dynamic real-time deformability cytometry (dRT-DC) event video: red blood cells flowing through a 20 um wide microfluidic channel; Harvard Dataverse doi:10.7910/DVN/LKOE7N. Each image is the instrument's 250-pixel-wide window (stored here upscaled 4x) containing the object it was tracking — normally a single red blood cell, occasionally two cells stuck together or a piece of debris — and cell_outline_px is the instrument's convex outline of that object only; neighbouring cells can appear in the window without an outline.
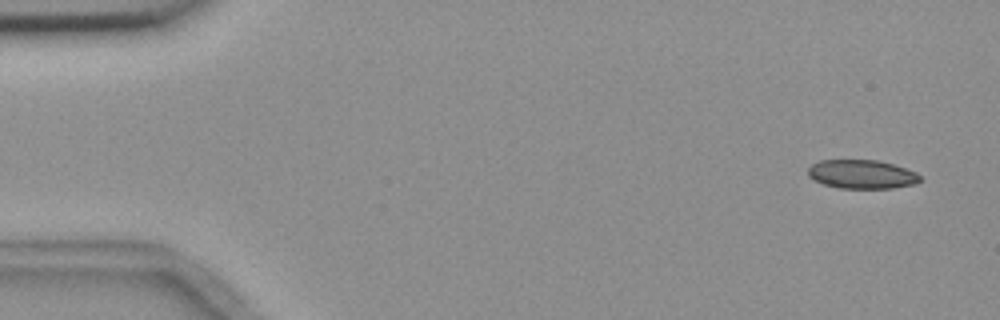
{"species": "common noctule bat (a hibernating species)", "species_latin": "Nyctalus noctula", "temperature_condition": "room temperature", "stored_images_in_passage": 8, "camera_frame_rate_fps": 3000, "um_per_image_px": 0.085, "animal": {"sex": "female", "body_mass_g": 18.4}, "frame": {"image": 1, "passage_image": 1, "time_ms": 0.0, "image_size_px": [1000, 320], "cell_outline_px": [[920, 180], [916, 184], [892, 188], [840, 188], [824, 184], [812, 180], [808, 176], [808, 168], [812, 164], [820, 160], [876, 160], [892, 164], [916, 172], [920, 176]], "centroid_in_image_um": [73.23, 14.81], "position_along_channel_um": 11.8, "area_um2": 18.79}}
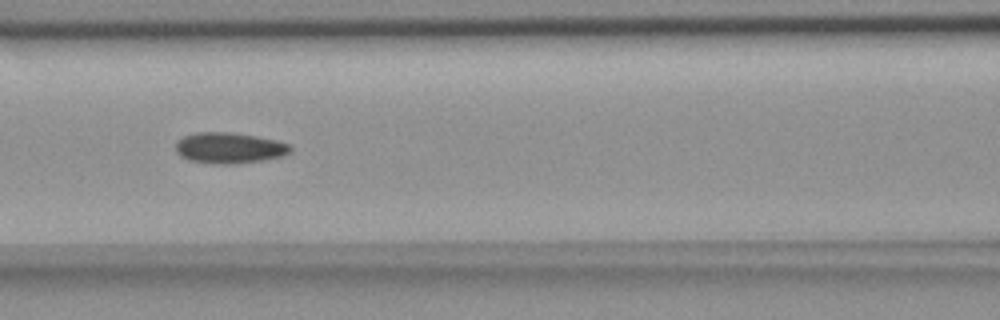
{"frame": {"image": 2, "passage_image": 7, "time_ms": 7.0, "image_size_px": [1000, 320], "cell_outline_px": [[292, 152], [280, 156], [260, 160], [228, 164], [224, 164], [188, 160], [180, 156], [176, 152], [176, 144], [184, 136], [196, 132], [228, 132], [256, 136], [276, 140], [288, 144], [292, 148]], "centroid_in_image_um": [19.48, 12.56], "position_along_channel_um": 147.1, "area_um2": 20.29}}
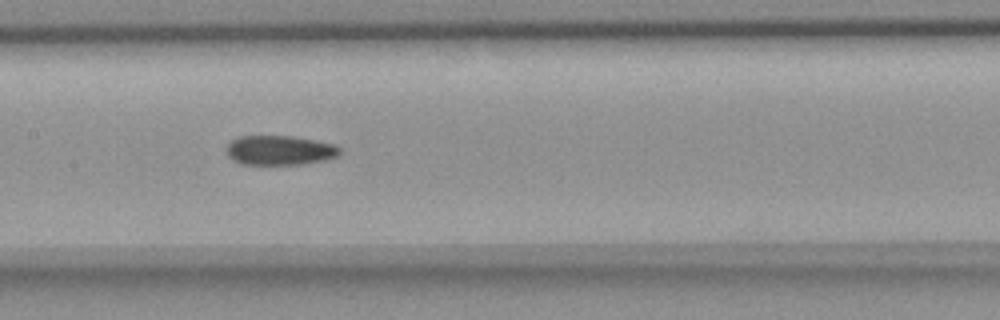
{"frame": {"image": 3, "passage_image": 8, "time_ms": 8.0, "image_size_px": [1000, 320], "cell_outline_px": [[340, 152], [336, 156], [324, 160], [300, 164], [244, 164], [232, 160], [228, 156], [228, 144], [232, 140], [240, 136], [292, 136], [336, 144], [340, 148]], "centroid_in_image_um": [23.78, 12.77], "position_along_channel_um": 183.6, "area_um2": 19.31}}